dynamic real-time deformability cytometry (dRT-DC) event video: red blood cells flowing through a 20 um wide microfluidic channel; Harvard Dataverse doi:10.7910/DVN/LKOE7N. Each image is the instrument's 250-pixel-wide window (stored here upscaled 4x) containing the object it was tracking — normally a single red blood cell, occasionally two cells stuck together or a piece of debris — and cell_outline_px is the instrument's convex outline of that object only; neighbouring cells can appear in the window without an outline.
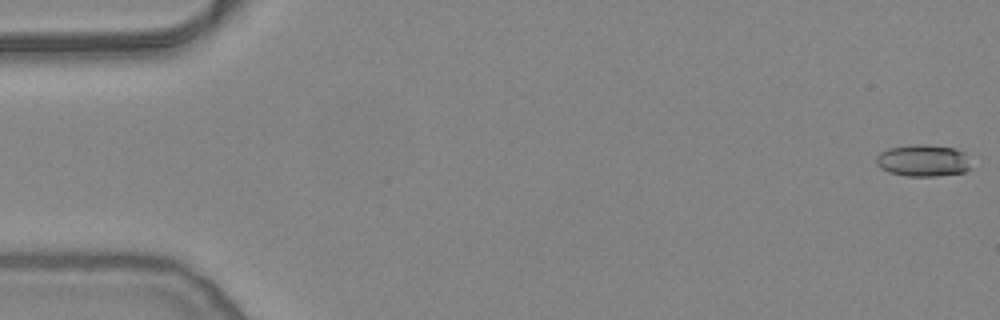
{"species": "common noctule bat (a hibernating species)", "species_latin": "Nyctalus noctula", "temperature_condition": "warm", "stored_images_in_passage": 54, "camera_frame_rate_fps": 3000, "um_per_image_px": 0.085, "animal": {"sex": "female", "body_mass_g": 24.6, "forearm_length_mm": 56.2}, "frame": {"image": 1, "passage_image": 1, "time_ms": 0.0, "image_size_px": [1000, 320], "cell_outline_px": [[972, 168], [964, 172], [936, 176], [904, 176], [888, 172], [880, 168], [876, 164], [876, 156], [880, 152], [888, 148], [912, 144], [928, 144], [956, 148], [964, 152]], "centroid_in_image_um": [78.45, 13.64], "position_along_channel_um": 6.6, "area_um2": 17.92}}
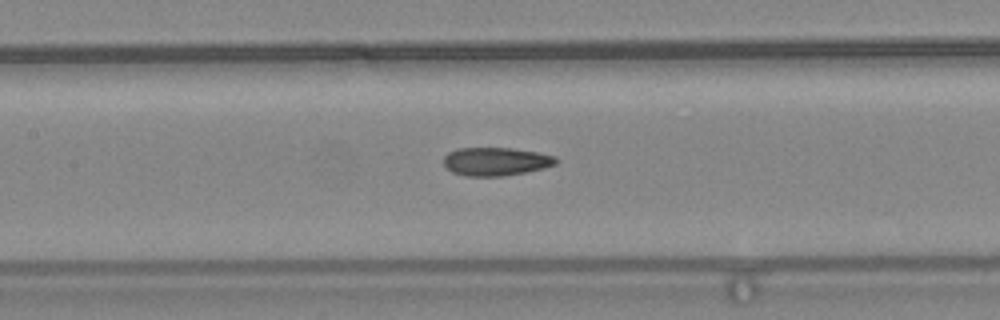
{"frame": {"image": 2, "passage_image": 25, "time_ms": 8.0, "image_size_px": [1000, 320], "cell_outline_px": [[556, 164], [544, 168], [504, 176], [464, 176], [452, 172], [444, 164], [444, 156], [448, 152], [456, 148], [512, 148], [536, 152], [556, 156]], "centroid_in_image_um": [42.12, 13.72], "position_along_channel_um": 165.3, "area_um2": 18.5}}
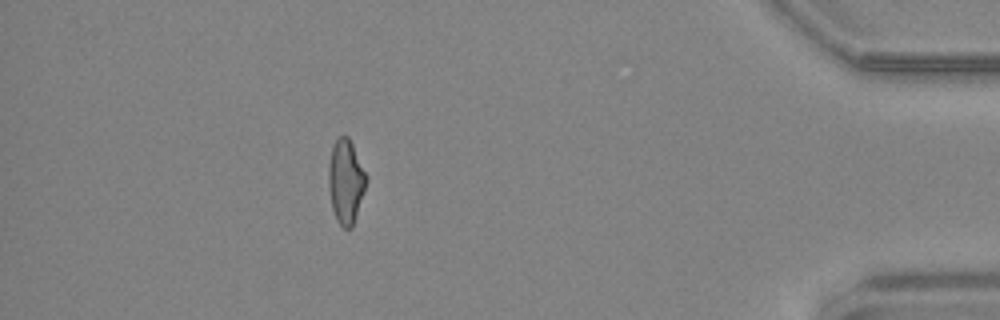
{"frame": {"image": 3, "passage_image": 48, "time_ms": 15.667, "image_size_px": [1000, 320], "cell_outline_px": [[368, 176], [364, 192], [352, 228], [344, 228], [336, 220], [332, 208], [328, 188], [328, 164], [332, 144], [344, 132], [348, 136]], "centroid_in_image_um": [29.38, 15.39], "position_along_channel_um": 405.8, "area_um2": 18.73}, "authors_computed_cell_mechanics": {"area_um2": 18.6116, "velocity_mm_per_s": 3.8481, "shape_relaxation_time_tau1_ms": null, "shape_relaxation_time_tau2_ms": 2.3807, "deformation_change_tau1": null, "deformation_change_tau2": 0.1055}}